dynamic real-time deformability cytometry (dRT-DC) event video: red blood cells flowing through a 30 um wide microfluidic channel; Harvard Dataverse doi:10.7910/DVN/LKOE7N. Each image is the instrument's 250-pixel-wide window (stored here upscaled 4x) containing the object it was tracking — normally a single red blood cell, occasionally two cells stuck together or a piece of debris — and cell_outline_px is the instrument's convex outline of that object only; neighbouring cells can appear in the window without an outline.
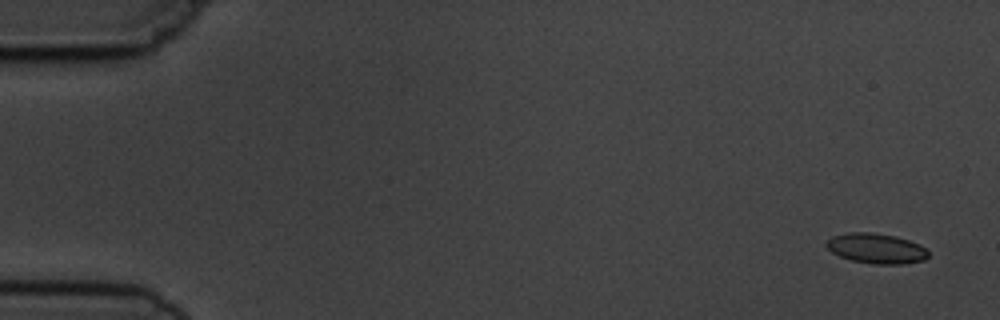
{"species": "common noctule bat (a hibernating species)", "species_latin": "Nyctalus noctula", "temperature_condition": "cold", "stored_images_in_passage": 5, "segment_of_instrument_passage": [1, 2], "camera_frame_rate_fps": 3000, "um_per_image_px": 0.085, "animal": {"sex": "male", "body_mass_g": 19.5, "forearm_length_mm": 54.6}, "frame": {"image": 1, "passage_image": 1, "time_ms": 0.0, "image_size_px": [1000, 320], "cell_outline_px": [[928, 256], [924, 260], [904, 264], [872, 264], [852, 260], [840, 256], [832, 252], [824, 244], [832, 236], [848, 232], [872, 232], [896, 236], [920, 244], [928, 248]], "centroid_in_image_um": [74.5, 21.11], "position_along_channel_um": 10.5, "area_um2": 18.03}}
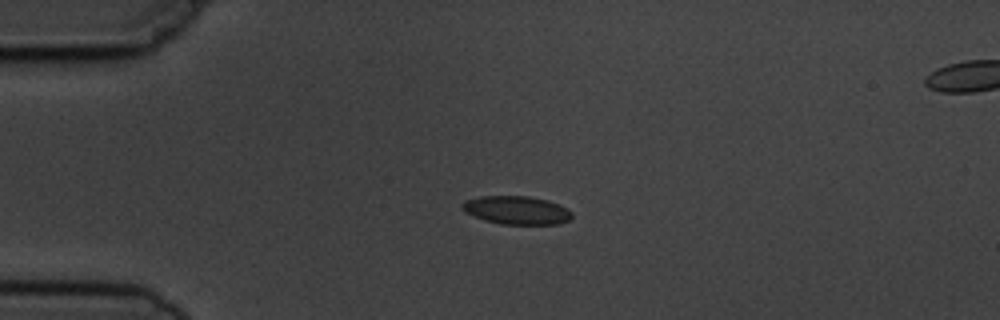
{"frame": {"image": 2, "passage_image": 4, "time_ms": 3.667, "image_size_px": [1000, 320], "cell_outline_px": [[572, 216], [568, 220], [560, 224], [500, 224], [484, 220], [472, 216], [464, 212], [460, 208], [460, 204], [464, 200], [480, 196], [528, 196], [548, 200], [560, 204], [568, 208], [572, 212]], "centroid_in_image_um": [43.88, 17.86], "position_along_channel_um": 41.1, "area_um2": 18.44}}